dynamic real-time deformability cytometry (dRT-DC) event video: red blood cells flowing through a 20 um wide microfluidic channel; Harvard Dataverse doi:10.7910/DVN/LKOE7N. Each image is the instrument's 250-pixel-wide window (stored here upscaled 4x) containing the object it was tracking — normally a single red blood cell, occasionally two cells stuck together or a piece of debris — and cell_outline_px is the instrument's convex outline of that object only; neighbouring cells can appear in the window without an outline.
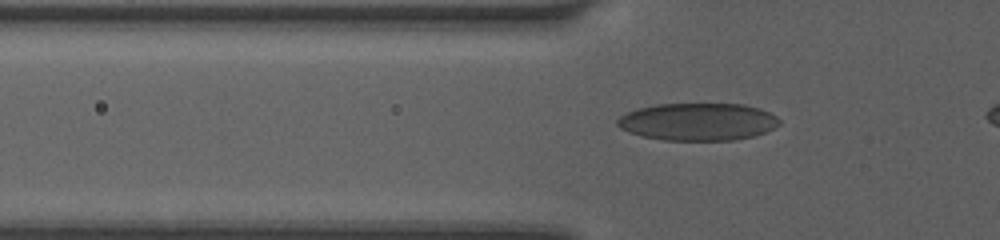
{"species": "human", "species_latin": "Homo sapiens", "temperature_condition": "room temperature", "stored_images_in_passage": 19, "camera_frame_rate_fps": 3000, "um_per_image_px": 0.085, "donor": {"sex": "female"}, "frame": {"image": 1, "passage_image": 11, "time_ms": 3.0, "image_size_px": [1000, 240], "cell_outline_px": [[780, 124], [764, 132], [752, 136], [732, 140], [664, 140], [644, 136], [620, 128], [616, 124], [616, 120], [620, 116], [628, 112], [640, 108], [656, 104], [744, 104], [760, 108], [776, 116], [780, 120]], "centroid_in_image_um": [59.33, 10.34], "position_along_channel_um": 66.5, "area_um2": 35.08}}
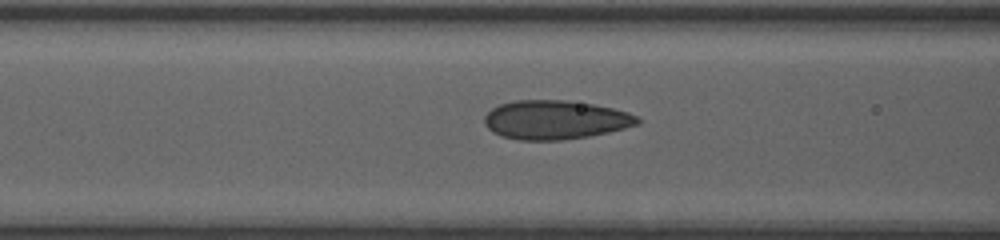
{"frame": {"image": 2, "passage_image": 16, "time_ms": 4.333, "image_size_px": [1000, 240], "cell_outline_px": [[640, 124], [608, 132], [588, 136], [560, 140], [520, 140], [500, 136], [492, 132], [484, 124], [484, 116], [492, 108], [500, 104], [516, 100], [564, 100], [592, 104], [612, 108], [628, 112], [636, 116], [640, 120]], "centroid_in_image_um": [47.17, 10.19], "position_along_channel_um": 119.4, "area_um2": 34.68}}